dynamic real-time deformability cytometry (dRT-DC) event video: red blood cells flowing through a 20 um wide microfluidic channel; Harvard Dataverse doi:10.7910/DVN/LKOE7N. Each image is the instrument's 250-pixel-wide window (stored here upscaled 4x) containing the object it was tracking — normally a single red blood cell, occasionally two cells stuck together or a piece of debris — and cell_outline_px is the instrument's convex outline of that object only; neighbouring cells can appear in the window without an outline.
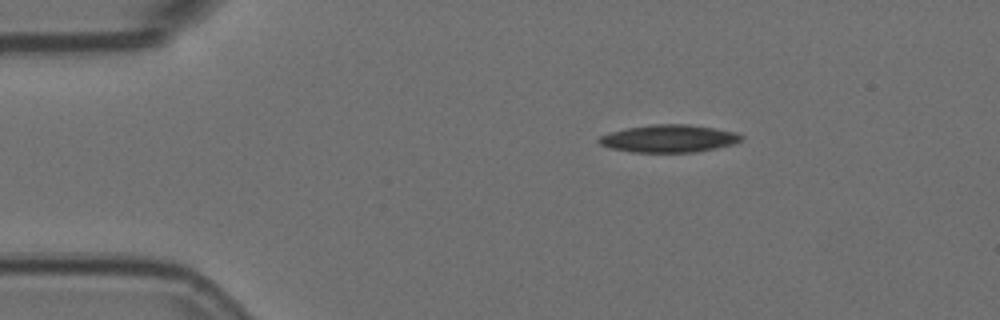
{"species": "Egyptian fruit bat (a non-hibernating species)", "species_latin": "Rousettus aegyptiacus", "temperature_condition": "room temperature", "stored_images_in_passage": 3, "camera_frame_rate_fps": 3000, "um_per_image_px": 0.085, "animal": {"sex": "female"}, "frame": {"image": 1, "passage_image": 1, "time_ms": 0.0, "image_size_px": [1000, 320], "cell_outline_px": [[744, 140], [732, 144], [716, 148], [696, 152], [632, 152], [612, 148], [600, 144], [596, 140], [600, 136], [612, 132], [628, 128], [652, 124], [688, 124], [716, 128], [736, 132], [744, 136]], "centroid_in_image_um": [56.9, 11.77], "position_along_channel_um": 28.1, "area_um2": 22.83}}
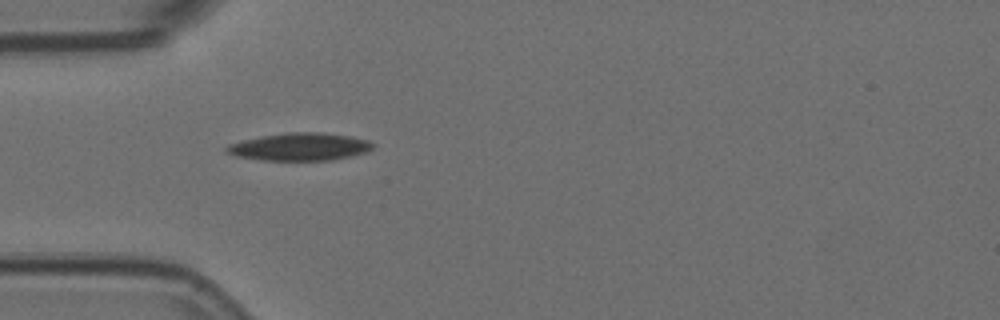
{"frame": {"image": 2, "passage_image": 3, "time_ms": 0.667, "image_size_px": [1000, 320], "cell_outline_px": [[376, 144], [368, 152], [352, 156], [332, 160], [260, 160], [236, 156], [224, 152], [224, 148], [228, 144], [260, 136], [288, 132], [324, 132], [352, 136], [368, 140]], "centroid_in_image_um": [25.5, 12.47], "position_along_channel_um": 59.5, "area_um2": 23.87}}